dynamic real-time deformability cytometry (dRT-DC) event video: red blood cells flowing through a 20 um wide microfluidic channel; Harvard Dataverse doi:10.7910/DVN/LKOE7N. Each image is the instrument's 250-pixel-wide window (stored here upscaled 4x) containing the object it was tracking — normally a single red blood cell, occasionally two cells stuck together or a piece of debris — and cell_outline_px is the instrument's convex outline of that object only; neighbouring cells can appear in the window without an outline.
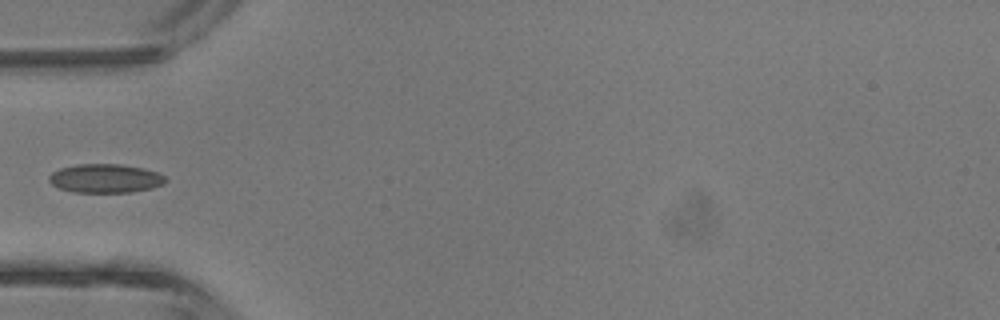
{"species": "common noctule bat (a hibernating species)", "species_latin": "Nyctalus noctula", "temperature_condition": "room temperature", "stored_images_in_passage": 5, "camera_frame_rate_fps": 3000, "um_per_image_px": 0.085, "animal": {"sex": "male", "body_mass_g": 13.3}, "frame": {"image": 1, "passage_image": 5, "time_ms": 4.333, "image_size_px": [1000, 320], "cell_outline_px": [[168, 180], [164, 184], [152, 188], [132, 192], [72, 192], [60, 188], [52, 184], [48, 180], [48, 176], [52, 172], [60, 168], [76, 164], [120, 164], [144, 168], [156, 172], [164, 176]], "centroid_in_image_um": [8.95, 15.16], "position_along_channel_um": 76.0, "area_um2": 19.65}}